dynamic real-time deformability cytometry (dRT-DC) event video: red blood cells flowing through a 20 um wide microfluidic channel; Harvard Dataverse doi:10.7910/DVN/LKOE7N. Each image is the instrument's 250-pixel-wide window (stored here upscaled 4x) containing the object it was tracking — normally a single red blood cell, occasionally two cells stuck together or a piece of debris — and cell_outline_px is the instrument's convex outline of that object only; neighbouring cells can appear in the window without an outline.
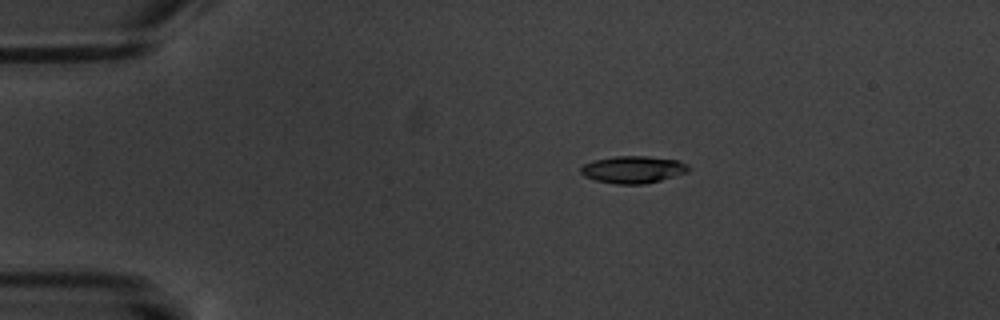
{"species": "common noctule bat (a hibernating species)", "species_latin": "Nyctalus noctula", "temperature_condition": "warm", "stored_images_in_passage": 2, "camera_frame_rate_fps": 3000, "um_per_image_px": 0.085, "animal": {"sex": "male", "body_mass_g": 20.1, "forearm_length_mm": 53.5}, "frame": {"image": 1, "passage_image": 1, "time_ms": 0.0, "image_size_px": [1000, 320], "cell_outline_px": [[692, 168], [688, 172], [660, 180], [644, 184], [616, 184], [596, 180], [584, 176], [580, 172], [580, 168], [584, 164], [596, 160], [616, 156], [644, 156], [676, 160], [688, 164]], "centroid_in_image_um": [53.83, 14.41], "position_along_channel_um": 31.2, "area_um2": 16.94}}